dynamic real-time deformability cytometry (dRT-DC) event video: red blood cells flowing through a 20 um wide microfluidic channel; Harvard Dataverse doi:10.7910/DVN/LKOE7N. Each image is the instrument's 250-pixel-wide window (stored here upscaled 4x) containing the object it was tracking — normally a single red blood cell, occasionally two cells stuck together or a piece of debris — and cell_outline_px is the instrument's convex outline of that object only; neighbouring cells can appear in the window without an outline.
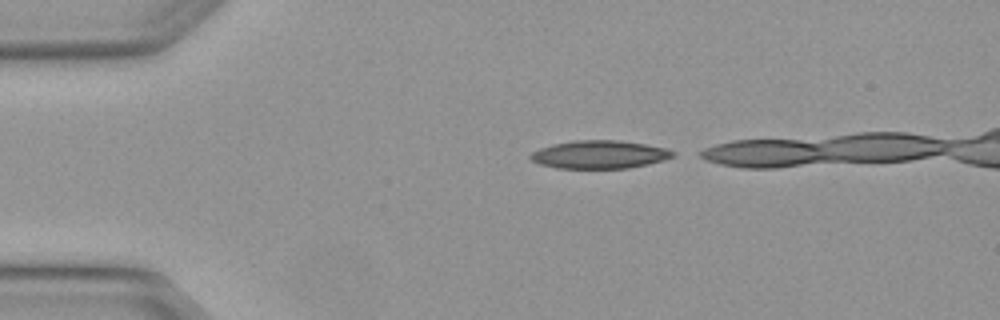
{"species": "Egyptian fruit bat (a non-hibernating species)", "species_latin": "Rousettus aegyptiacus", "temperature_condition": "warm", "stored_images_in_passage": 2, "segment_of_instrument_passage": [2, 2], "camera_frame_rate_fps": 3000, "um_per_image_px": 0.085, "animal": {"sex": "female"}, "frame": {"image": 1, "passage_image": 2, "time_ms": 0.333, "image_size_px": [1000, 320], "cell_outline_px": [[676, 156], [664, 160], [648, 164], [628, 168], [556, 168], [540, 164], [532, 160], [528, 156], [532, 152], [540, 148], [552, 144], [572, 140], [620, 140], [644, 144], [664, 148], [676, 152]], "centroid_in_image_um": [50.95, 13.13], "position_along_channel_um": 34.0, "area_um2": 23.35}}